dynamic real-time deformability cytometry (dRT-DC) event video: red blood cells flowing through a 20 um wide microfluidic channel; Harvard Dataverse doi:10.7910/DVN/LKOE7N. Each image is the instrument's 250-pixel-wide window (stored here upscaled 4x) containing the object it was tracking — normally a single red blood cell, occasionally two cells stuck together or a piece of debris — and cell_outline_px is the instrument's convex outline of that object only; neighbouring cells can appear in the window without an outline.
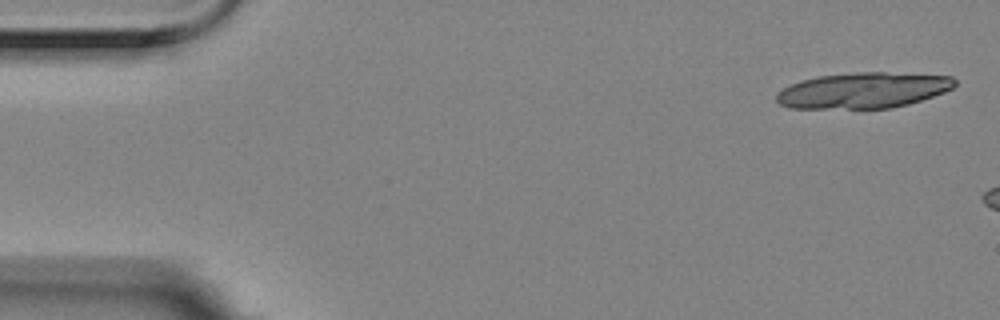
{"species": "Egyptian fruit bat (a non-hibernating species)", "species_latin": "Rousettus aegyptiacus", "temperature_condition": "room temperature", "stored_images_in_passage": 3, "camera_frame_rate_fps": 3000, "um_per_image_px": 0.085, "animal": {"sex": "female"}, "frame": {"image": 1, "passage_image": 1, "time_ms": 0.0, "image_size_px": [1000, 320], "cell_outline_px": [[956, 84], [952, 88], [944, 92], [908, 104], [892, 108], [788, 108], [780, 104], [776, 100], [776, 92], [800, 80], [816, 76], [856, 72], [884, 72], [952, 76], [956, 80]], "centroid_in_image_um": [73.35, 7.67], "position_along_channel_um": 11.6, "area_um2": 37.17}}